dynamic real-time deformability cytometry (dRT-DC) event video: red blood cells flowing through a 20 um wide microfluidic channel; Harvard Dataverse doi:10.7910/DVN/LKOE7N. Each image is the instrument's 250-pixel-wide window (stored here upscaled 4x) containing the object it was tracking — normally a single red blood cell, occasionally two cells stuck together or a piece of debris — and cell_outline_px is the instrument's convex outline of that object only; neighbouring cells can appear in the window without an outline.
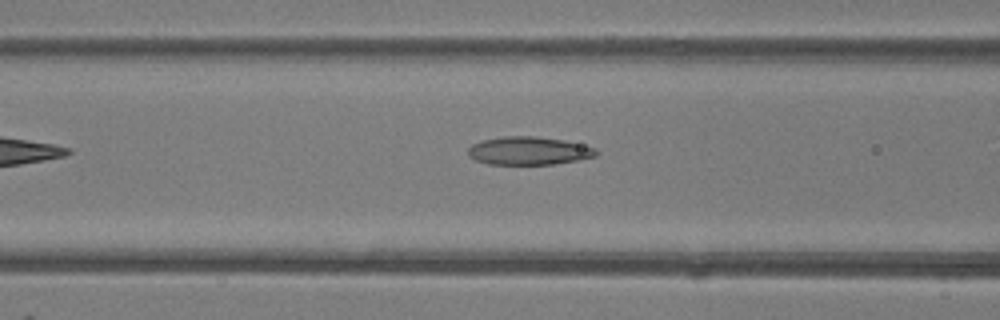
{"species": "common noctule bat (a hibernating species)", "species_latin": "Nyctalus noctula", "temperature_condition": "room temperature", "stored_images_in_passage": 9, "camera_frame_rate_fps": 3000, "um_per_image_px": 0.085, "animal": {"sex": "female"}, "frame": {"image": 1, "passage_image": 7, "time_ms": 2.0, "image_size_px": [1000, 320], "cell_outline_px": [[600, 152], [596, 156], [556, 164], [488, 164], [476, 160], [468, 156], [468, 148], [472, 144], [484, 140], [504, 136], [536, 136], [564, 140], [596, 148]], "centroid_in_image_um": [44.95, 12.82], "position_along_channel_um": 121.6, "area_um2": 20.98}}